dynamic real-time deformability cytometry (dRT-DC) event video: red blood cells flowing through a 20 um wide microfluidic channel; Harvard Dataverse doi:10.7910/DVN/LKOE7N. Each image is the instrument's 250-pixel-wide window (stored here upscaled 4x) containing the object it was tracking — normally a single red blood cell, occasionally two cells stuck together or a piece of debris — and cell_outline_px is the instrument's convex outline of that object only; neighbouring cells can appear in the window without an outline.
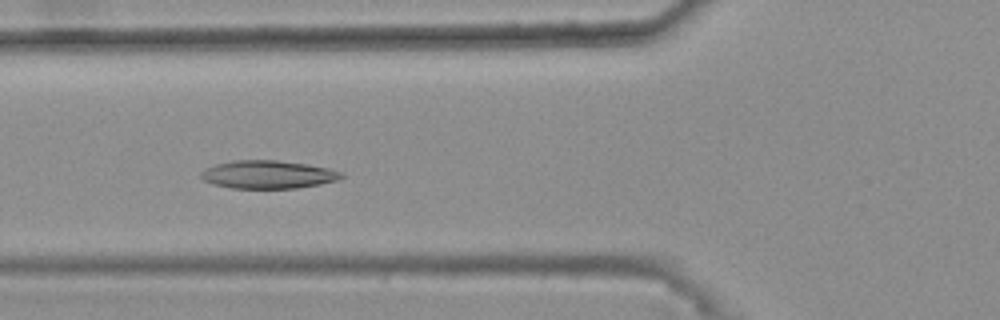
{"species": "common noctule bat (a hibernating species)", "species_latin": "Nyctalus noctula", "temperature_condition": "warm", "stored_images_in_passage": 40, "camera_frame_rate_fps": 3000, "um_per_image_px": 0.085, "animal": {"sex": "female", "body_mass_g": 25.1}, "frame": {"image": 1, "passage_image": 14, "time_ms": 4.333, "image_size_px": [1000, 320], "cell_outline_px": [[344, 176], [340, 180], [320, 184], [296, 188], [232, 188], [212, 184], [204, 180], [200, 176], [200, 172], [216, 164], [232, 160], [276, 160], [308, 164], [328, 168], [344, 172]], "centroid_in_image_um": [22.82, 14.83], "position_along_channel_um": 103.0, "area_um2": 23.06}}
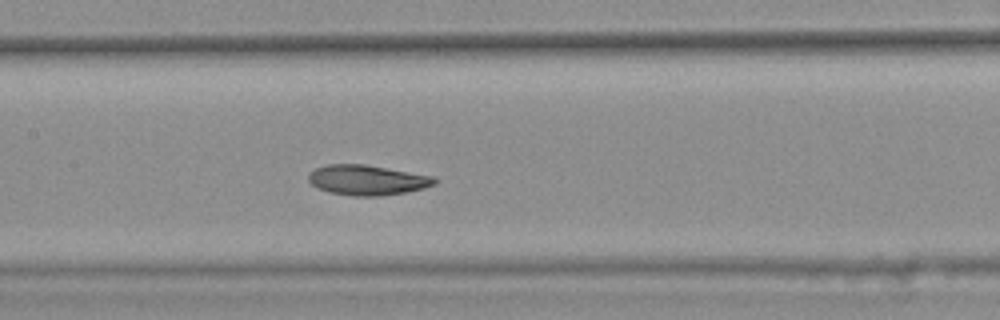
{"frame": {"image": 2, "passage_image": 20, "time_ms": 6.333, "image_size_px": [1000, 320], "cell_outline_px": [[440, 180], [436, 184], [424, 188], [404, 192], [380, 196], [352, 196], [328, 192], [316, 188], [308, 180], [308, 176], [316, 168], [328, 164], [364, 164], [432, 176]], "centroid_in_image_um": [31.21, 15.31], "position_along_channel_um": 176.2, "area_um2": 22.08}}
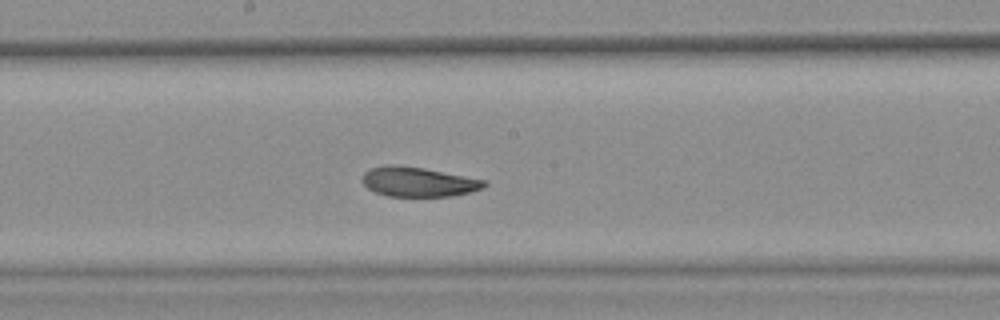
{"frame": {"image": 3, "passage_image": 23, "time_ms": 7.333, "image_size_px": [1000, 320], "cell_outline_px": [[488, 184], [480, 188], [468, 192], [452, 196], [388, 196], [376, 192], [368, 188], [360, 180], [364, 172], [368, 168], [384, 164], [396, 164], [424, 168], [484, 180]], "centroid_in_image_um": [35.46, 15.44], "position_along_channel_um": 212.7, "area_um2": 21.04}, "authors_computed_cell_mechanics": {"area_um2": 22.1085, "velocity_mm_per_s": 3.6636, "shape_relaxation_time_tau1_ms": null, "shape_relaxation_time_tau2_ms": 3.6032, "deformation_change_tau1": null, "deformation_change_tau2": 0.0859}}